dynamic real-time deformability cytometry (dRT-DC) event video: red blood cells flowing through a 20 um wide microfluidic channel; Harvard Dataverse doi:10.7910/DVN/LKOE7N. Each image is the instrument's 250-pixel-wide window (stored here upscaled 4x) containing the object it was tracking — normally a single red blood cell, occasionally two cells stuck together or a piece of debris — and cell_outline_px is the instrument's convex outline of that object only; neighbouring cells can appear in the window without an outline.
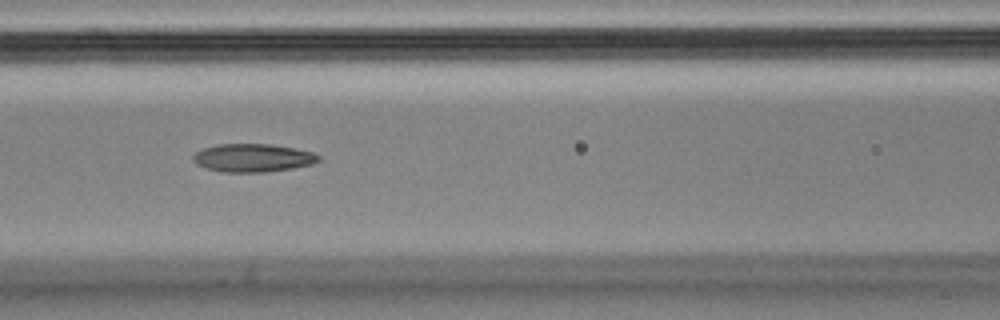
{"species": "Egyptian fruit bat (a non-hibernating species)", "species_latin": "Rousettus aegyptiacus", "temperature_condition": "cold", "stored_images_in_passage": 12, "camera_frame_rate_fps": 3000, "um_per_image_px": 0.085, "animal": {"sex": "male"}, "frame": {"image": 1, "passage_image": 6, "time_ms": 1.667, "image_size_px": [1000, 320], "cell_outline_px": [[320, 160], [312, 164], [292, 168], [264, 172], [224, 172], [208, 168], [196, 164], [192, 160], [192, 156], [196, 152], [204, 148], [216, 144], [272, 144], [312, 152], [320, 156]], "centroid_in_image_um": [21.48, 13.41], "position_along_channel_um": 145.1, "area_um2": 20.46}}
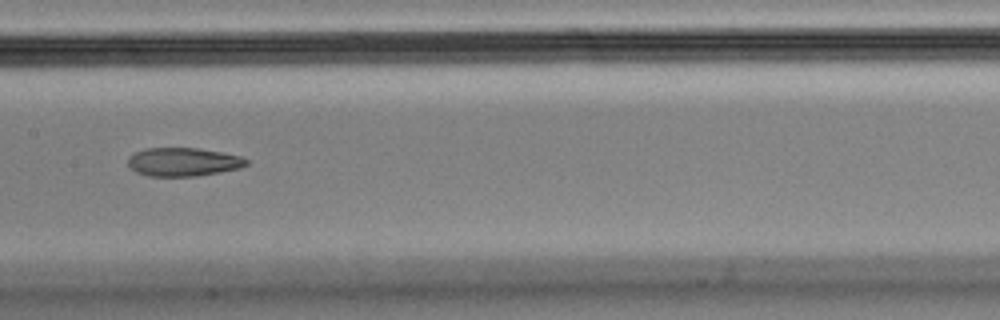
{"frame": {"image": 2, "passage_image": 7, "time_ms": 2.0, "image_size_px": [1000, 320], "cell_outline_px": [[248, 164], [240, 168], [196, 176], [148, 176], [136, 172], [128, 164], [128, 156], [144, 148], [196, 148], [220, 152], [240, 156], [248, 160]], "centroid_in_image_um": [15.55, 13.76], "position_along_channel_um": 191.8, "area_um2": 19.54}}
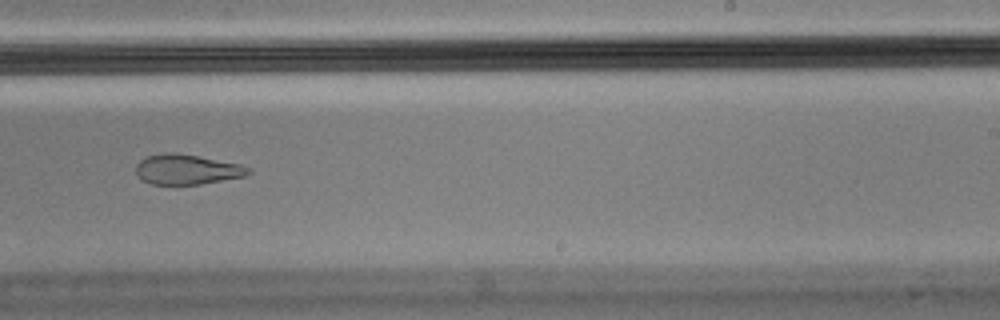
{"frame": {"image": 3, "passage_image": 9, "time_ms": 2.667, "image_size_px": [1000, 320], "cell_outline_px": [[252, 172], [244, 176], [200, 184], [152, 184], [140, 180], [136, 176], [136, 164], [140, 160], [148, 156], [164, 152], [168, 152], [196, 156], [240, 164], [252, 168]], "centroid_in_image_um": [15.86, 14.41], "position_along_channel_um": 273.1, "area_um2": 19.59}}